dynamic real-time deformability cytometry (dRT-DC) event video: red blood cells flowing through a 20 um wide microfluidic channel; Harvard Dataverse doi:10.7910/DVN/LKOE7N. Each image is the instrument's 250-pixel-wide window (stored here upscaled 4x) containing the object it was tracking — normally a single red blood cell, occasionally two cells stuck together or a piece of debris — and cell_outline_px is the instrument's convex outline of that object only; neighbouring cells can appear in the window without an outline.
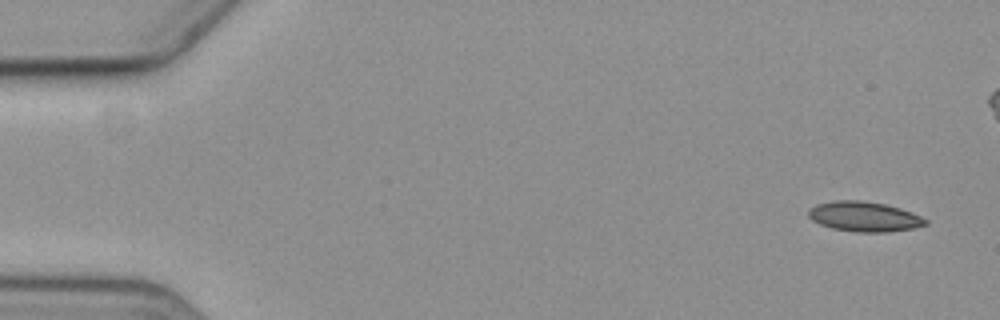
{"species": "common noctule bat (a hibernating species)", "species_latin": "Nyctalus noctula", "temperature_condition": "cold", "stored_images_in_passage": 5, "camera_frame_rate_fps": 3000, "um_per_image_px": 0.085, "animal": {"sex": "female", "body_mass_g": 19.3, "forearm_length_mm": 54.1}, "frame": {"image": 1, "passage_image": 1, "time_ms": 0.0, "image_size_px": [1000, 320], "cell_outline_px": [[928, 224], [912, 228], [888, 232], [856, 232], [832, 228], [820, 224], [812, 220], [808, 216], [808, 208], [816, 204], [836, 200], [860, 200], [884, 204], [900, 208], [920, 216], [928, 220]], "centroid_in_image_um": [73.43, 18.41], "position_along_channel_um": 11.6, "area_um2": 20.4}}